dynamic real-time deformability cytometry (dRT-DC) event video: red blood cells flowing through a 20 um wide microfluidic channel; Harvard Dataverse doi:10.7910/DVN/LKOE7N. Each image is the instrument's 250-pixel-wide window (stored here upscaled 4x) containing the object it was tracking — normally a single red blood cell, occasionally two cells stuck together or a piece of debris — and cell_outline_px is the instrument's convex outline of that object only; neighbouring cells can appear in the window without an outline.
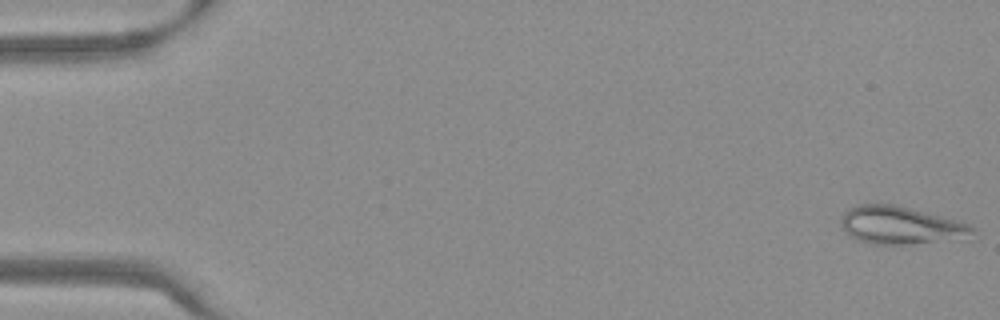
{"species": "Egyptian fruit bat (a non-hibernating species)", "species_latin": "Rousettus aegyptiacus", "temperature_condition": "warm", "stored_images_in_passage": 54, "camera_frame_rate_fps": 3000, "um_per_image_px": 0.085, "frame": {"image": 1, "passage_image": 1, "time_ms": 0.0, "image_size_px": [1000, 320], "cell_outline_px": [[976, 228], [968, 240], [912, 244], [872, 244], [848, 236], [840, 228], [840, 216], [848, 208], [860, 204], [896, 204], [960, 220]], "centroid_in_image_um": [76.6, 19.16], "position_along_channel_um": 8.4, "area_um2": 29.88}}
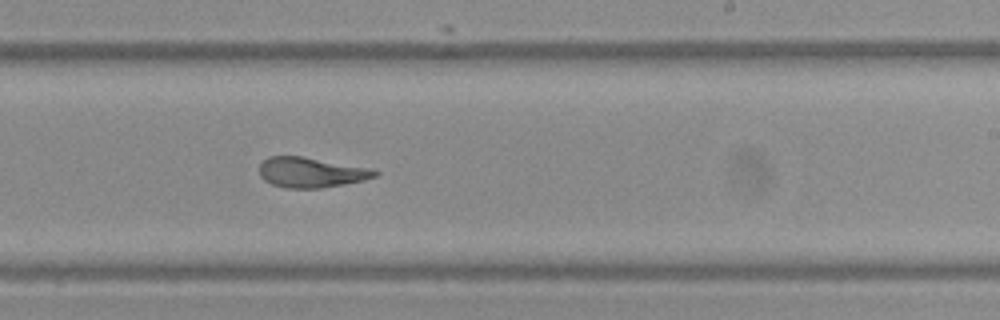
{"frame": {"image": 2, "passage_image": 33, "time_ms": 10.667, "image_size_px": [1000, 320], "cell_outline_px": [[380, 172], [376, 176], [364, 180], [344, 184], [320, 188], [284, 188], [272, 184], [264, 180], [260, 176], [260, 164], [268, 156], [300, 156], [376, 168]], "centroid_in_image_um": [26.49, 14.65], "position_along_channel_um": 262.5, "area_um2": 20.52}}
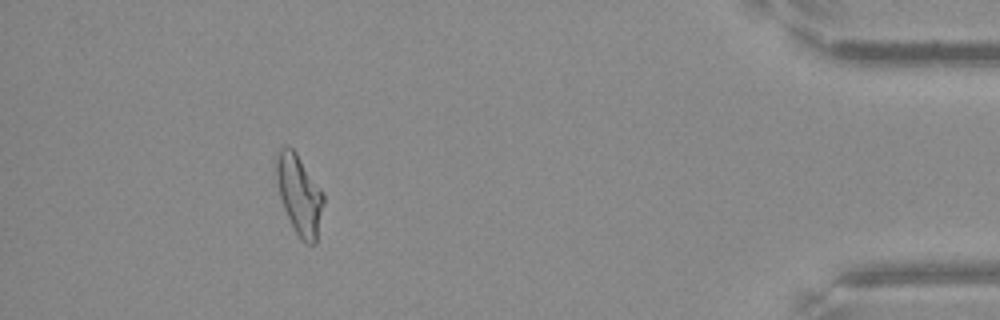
{"frame": {"image": 3, "passage_image": 49, "time_ms": 16.0, "image_size_px": [1000, 320], "cell_outline_px": [[324, 204], [316, 244], [308, 244], [300, 240], [284, 208], [280, 196], [276, 180], [276, 152], [280, 148], [292, 148], [296, 152], [324, 196]], "centroid_in_image_um": [25.44, 16.58], "position_along_channel_um": 409.8, "area_um2": 21.5}, "authors_computed_cell_mechanics": {"area_um2": 22.0218, "velocity_mm_per_s": 3.7963, "shape_relaxation_time_tau1_ms": null, "shape_relaxation_time_tau2_ms": 2.425, "deformation_change_tau1": null, "deformation_change_tau2": 0.0982}}